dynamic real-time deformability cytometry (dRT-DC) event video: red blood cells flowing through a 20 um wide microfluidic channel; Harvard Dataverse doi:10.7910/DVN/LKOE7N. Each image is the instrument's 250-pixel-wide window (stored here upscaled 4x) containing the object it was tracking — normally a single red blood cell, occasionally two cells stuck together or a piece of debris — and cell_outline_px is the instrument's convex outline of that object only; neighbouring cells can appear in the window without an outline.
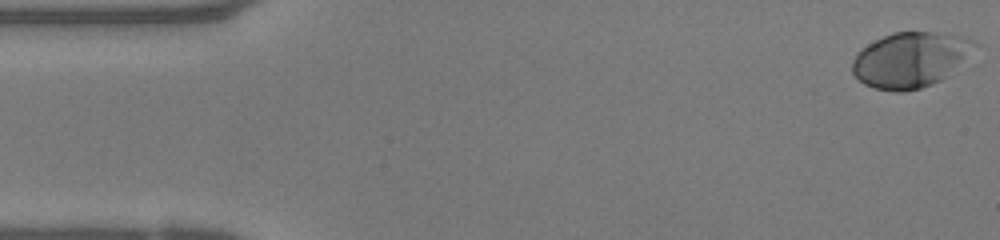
{"species": "human", "species_latin": "Homo sapiens", "temperature_condition": "warm", "stored_images_in_passage": 49, "camera_frame_rate_fps": 3000, "um_per_image_px": 0.085, "donor": {"sex": "female"}, "frame": {"image": 1, "passage_image": 1, "time_ms": 0.0, "image_size_px": [1000, 240], "cell_outline_px": [[980, 44], [940, 80], [932, 84], [920, 88], [904, 92], [896, 92], [876, 88], [864, 84], [852, 72], [852, 60], [856, 52], [860, 48], [892, 32], [936, 32], [960, 36], [976, 40]], "centroid_in_image_um": [77.34, 5.06], "position_along_channel_um": 7.7, "area_um2": 39.07}}
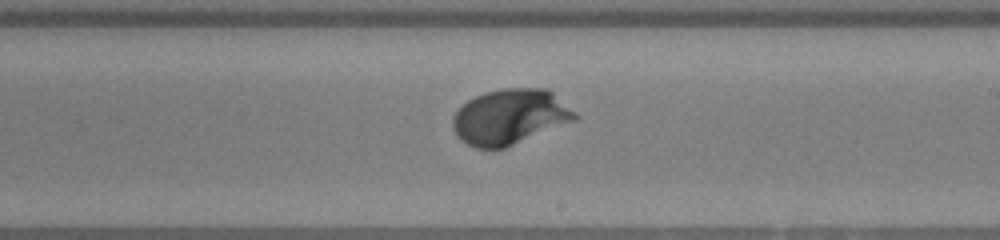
{"frame": {"image": 2, "passage_image": 28, "time_ms": 9.0, "image_size_px": [1000, 240], "cell_outline_px": [[580, 116], [576, 120], [504, 148], [476, 148], [460, 140], [456, 136], [452, 128], [452, 116], [468, 100], [484, 92], [504, 88], [544, 88], [552, 92], [576, 112]], "centroid_in_image_um": [43.33, 9.93], "position_along_channel_um": 245.7, "area_um2": 39.3}}
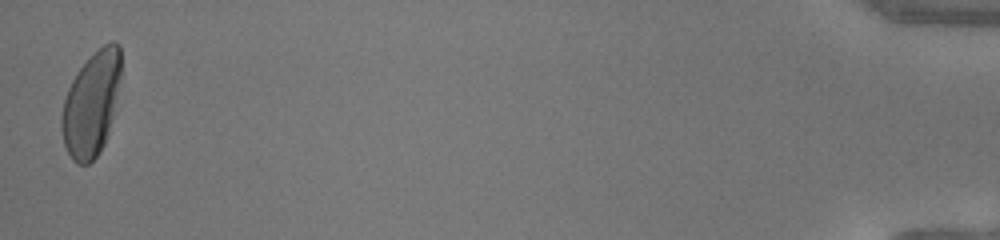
{"frame": {"image": 3, "passage_image": 49, "time_ms": 16.0, "image_size_px": [1000, 240], "cell_outline_px": [[120, 76], [112, 116], [104, 144], [100, 152], [88, 164], [76, 164], [72, 160], [64, 144], [60, 128], [60, 116], [64, 100], [68, 88], [76, 72], [104, 44], [112, 40], [120, 44]], "centroid_in_image_um": [7.73, 8.86], "position_along_channel_um": 427.5, "area_um2": 35.6}, "authors_computed_cell_mechanics": {"area_um2": 37.0498, "velocity_mm_per_s": 4.0477, "shape_relaxation_time_tau1_ms": 2.1246, "shape_relaxation_time_tau2_ms": null, "deformation_change_tau1": 0.1719, "deformation_change_tau2": null}}